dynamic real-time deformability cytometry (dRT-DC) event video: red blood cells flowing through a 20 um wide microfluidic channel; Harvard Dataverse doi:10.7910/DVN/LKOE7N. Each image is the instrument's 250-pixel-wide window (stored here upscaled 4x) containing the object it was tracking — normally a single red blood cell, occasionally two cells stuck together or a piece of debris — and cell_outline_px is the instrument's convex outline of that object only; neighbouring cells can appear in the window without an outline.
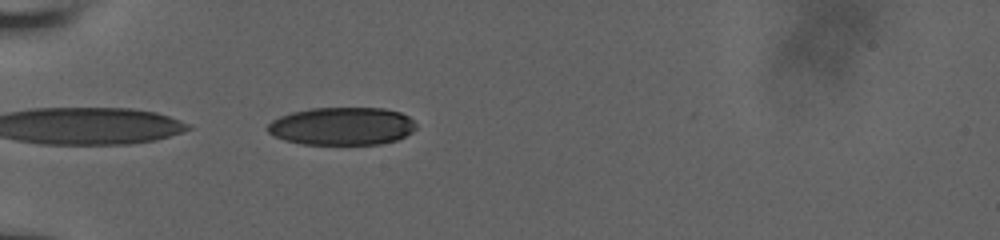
{"species": "human", "species_latin": "Homo sapiens", "temperature_condition": "room temperature", "stored_images_in_passage": 37, "camera_frame_rate_fps": 3000, "um_per_image_px": 0.085, "donor": {"sex": "male"}, "frame": {"image": 1, "passage_image": 1, "time_ms": 0.0, "image_size_px": [1000, 240], "cell_outline_px": [[416, 128], [412, 132], [396, 140], [380, 144], [300, 144], [284, 140], [268, 132], [268, 124], [272, 120], [280, 116], [292, 112], [312, 108], [384, 108], [400, 112], [408, 116], [416, 124]], "centroid_in_image_um": [29.08, 10.72], "position_along_channel_um": 55.9, "area_um2": 32.71}}
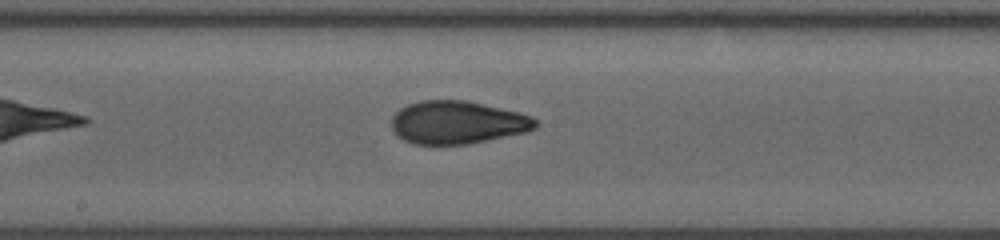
{"frame": {"image": 2, "passage_image": 14, "time_ms": 4.333, "image_size_px": [1000, 240], "cell_outline_px": [[536, 128], [524, 132], [468, 144], [412, 144], [396, 136], [392, 132], [392, 116], [400, 108], [408, 104], [420, 100], [464, 100], [520, 112], [532, 116], [536, 120]], "centroid_in_image_um": [38.83, 10.4], "position_along_channel_um": 209.4, "area_um2": 36.01}}
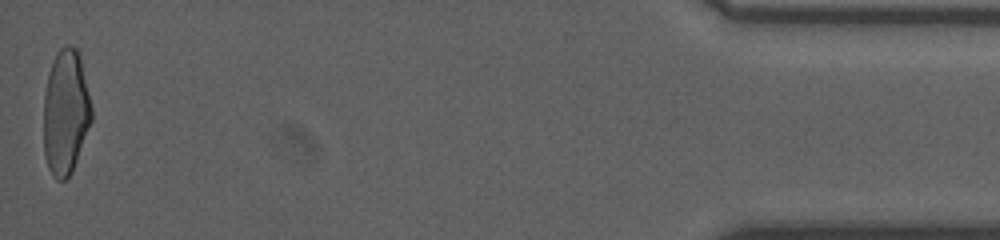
{"frame": {"image": 3, "passage_image": 37, "time_ms": 12.0, "image_size_px": [1000, 240], "cell_outline_px": [[92, 120], [72, 172], [64, 180], [56, 180], [52, 176], [48, 168], [44, 156], [44, 92], [48, 72], [52, 60], [56, 52], [60, 48], [68, 44], [76, 48], [80, 52], [92, 108]], "centroid_in_image_um": [5.58, 9.51], "position_along_channel_um": 429.6, "area_um2": 35.43}, "authors_computed_cell_mechanics": {"area_um2": 35.547, "velocity_mm_per_s": 3.9544, "shape_relaxation_time_tau1_ms": 8.9301, "shape_relaxation_time_tau2_ms": 1.0671, "deformation_change_tau1": 0.255, "deformation_change_tau2": 0.0695}}